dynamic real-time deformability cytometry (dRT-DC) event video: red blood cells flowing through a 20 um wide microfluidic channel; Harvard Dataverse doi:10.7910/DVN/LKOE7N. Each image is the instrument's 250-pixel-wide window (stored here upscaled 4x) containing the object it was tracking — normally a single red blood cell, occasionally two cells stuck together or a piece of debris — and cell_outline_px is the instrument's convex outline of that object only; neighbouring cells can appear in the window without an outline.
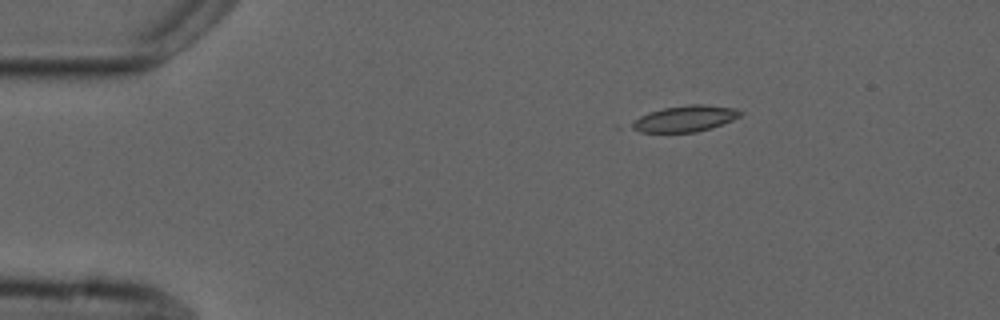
{"species": "common noctule bat (a hibernating species)", "species_latin": "Nyctalus noctula", "temperature_condition": "cold", "stored_images_in_passage": 3, "camera_frame_rate_fps": 3000, "um_per_image_px": 0.085, "animal": {"sex": "male", "forearm_length_mm": 52.5}, "frame": {"image": 1, "passage_image": 1, "time_ms": 0.0, "image_size_px": [1000, 320], "cell_outline_px": [[744, 112], [740, 116], [732, 120], [712, 128], [696, 132], [640, 132], [632, 128], [628, 124], [640, 116], [648, 112], [664, 108], [692, 104], [704, 104], [736, 108]], "centroid_in_image_um": [58.23, 10.08], "position_along_channel_um": 26.8, "area_um2": 16.59}}